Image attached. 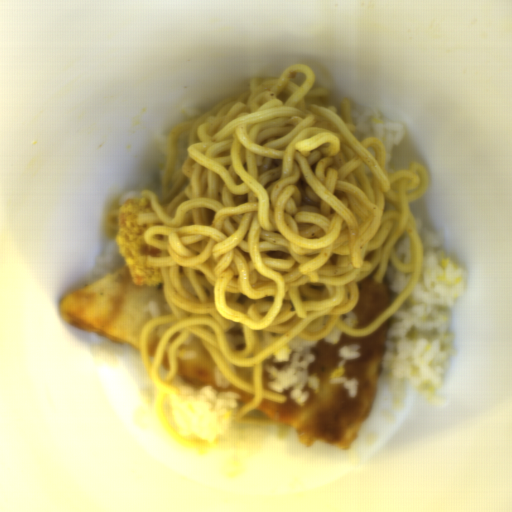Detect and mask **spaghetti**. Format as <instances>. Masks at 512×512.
Wrapping results in <instances>:
<instances>
[{"label": "spaghetti", "mask_w": 512, "mask_h": 512, "mask_svg": "<svg viewBox=\"0 0 512 512\" xmlns=\"http://www.w3.org/2000/svg\"><path fill=\"white\" fill-rule=\"evenodd\" d=\"M315 73L294 64L280 76L253 78L239 97L174 125L161 166V198L141 191L137 226L160 250L146 256L160 269L172 314L148 320L139 333L140 358L156 391L158 417L173 439L200 453L221 437L198 439L173 424L169 404H195L171 386L178 347L195 333L223 375L253 393L237 424L279 425L243 417L267 398L286 395L262 384L263 361L293 338L318 341L335 327L367 336L387 321L418 284L424 248L409 204L429 187L414 162L386 170L377 137L358 140L351 101L326 105ZM413 271L406 290L363 329L340 316L353 309L357 283L384 277L388 264ZM159 327L155 356L148 338ZM170 371L161 368L164 345Z\"/></svg>", "instance_id": "spaghetti-1"}]
</instances>
